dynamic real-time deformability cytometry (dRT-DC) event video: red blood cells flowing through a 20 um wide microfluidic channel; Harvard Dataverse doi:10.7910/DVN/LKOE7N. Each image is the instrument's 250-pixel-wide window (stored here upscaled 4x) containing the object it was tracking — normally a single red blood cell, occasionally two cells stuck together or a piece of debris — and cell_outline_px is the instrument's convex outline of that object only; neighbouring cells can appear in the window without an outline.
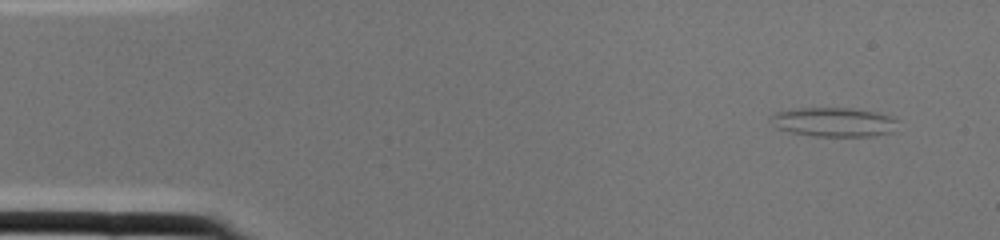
{"species": "common noctule bat (a hibernating species)", "species_latin": "Nyctalus noctula", "temperature_condition": "cold", "stored_images_in_passage": 2, "camera_frame_rate_fps": 3000, "um_per_image_px": 0.085, "animal": {"sex": "female", "body_mass_g": 22.0, "forearm_length_mm": 56.7}, "frame": {"image": 1, "passage_image": 1, "time_ms": 0.0, "image_size_px": [1000, 240], "cell_outline_px": [[896, 120], [892, 132], [872, 136], [812, 136], [792, 132], [780, 128], [768, 120], [768, 116], [776, 112], [800, 108], [848, 108], [872, 112], [892, 116]], "centroid_in_image_um": [70.82, 10.37], "position_along_channel_um": 14.2, "area_um2": 21.27}}
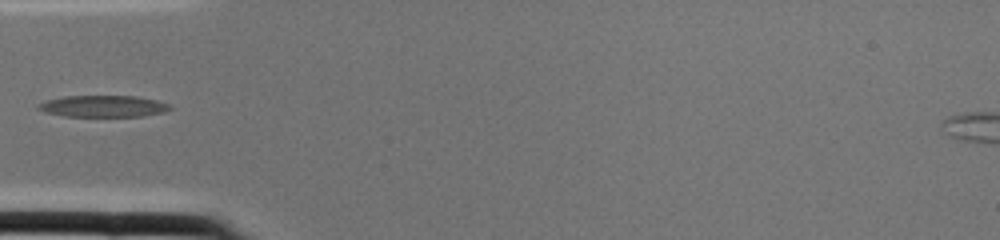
{"frame": {"image": 2, "passage_image": 2, "time_ms": 0.333, "image_size_px": [1000, 240], "cell_outline_px": [[172, 108], [164, 112], [144, 116], [64, 116], [44, 112], [36, 108], [36, 104], [44, 100], [64, 96], [136, 96], [156, 100], [168, 104]], "centroid_in_image_um": [8.71, 9.02], "position_along_channel_um": 76.3, "area_um2": 16.65}}